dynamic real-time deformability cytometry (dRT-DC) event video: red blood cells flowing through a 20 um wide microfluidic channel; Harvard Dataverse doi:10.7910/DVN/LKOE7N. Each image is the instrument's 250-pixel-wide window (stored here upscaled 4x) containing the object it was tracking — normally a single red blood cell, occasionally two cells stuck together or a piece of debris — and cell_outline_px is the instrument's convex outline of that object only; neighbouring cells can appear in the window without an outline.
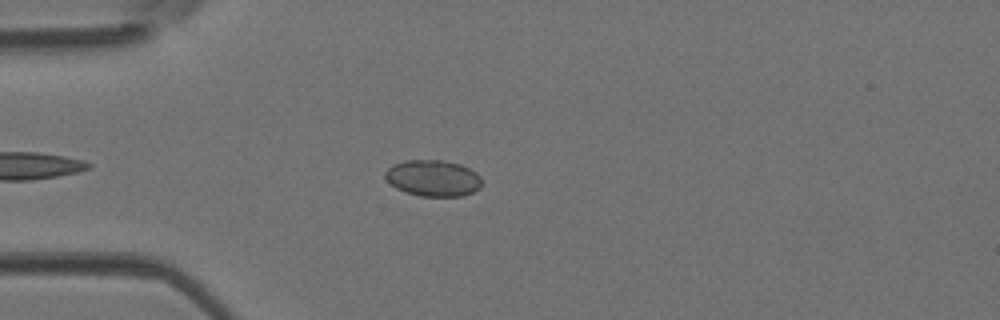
{"species": "Egyptian fruit bat (a non-hibernating species)", "species_latin": "Rousettus aegyptiacus", "temperature_condition": "room temperature", "stored_images_in_passage": 29, "camera_frame_rate_fps": 3000, "um_per_image_px": 0.085, "animal": {"sex": "female"}, "frame": {"image": 1, "passage_image": 6, "time_ms": 1.667, "image_size_px": [1000, 320], "cell_outline_px": [[480, 188], [464, 196], [420, 196], [404, 192], [396, 188], [384, 176], [384, 172], [392, 164], [404, 160], [444, 160], [460, 164], [476, 172], [480, 176]], "centroid_in_image_um": [36.79, 15.13], "position_along_channel_um": 48.2, "area_um2": 20.52}}
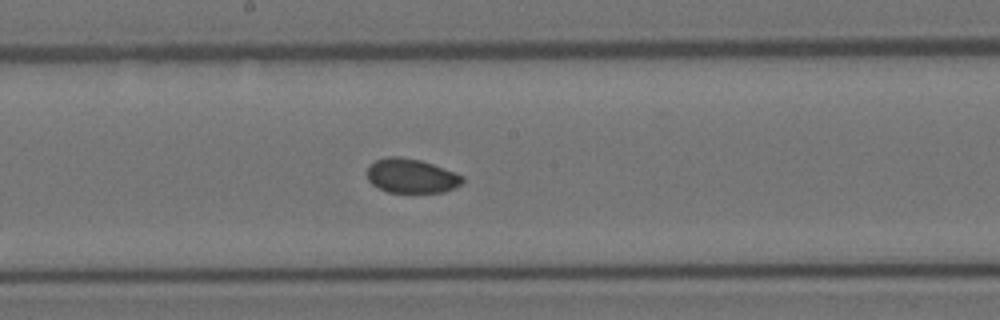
{"frame": {"image": 2, "passage_image": 18, "time_ms": 5.667, "image_size_px": [1000, 320], "cell_outline_px": [[464, 180], [460, 184], [444, 192], [388, 192], [372, 184], [368, 180], [368, 164], [376, 160], [388, 156], [400, 156], [420, 160], [432, 164], [464, 176]], "centroid_in_image_um": [34.94, 14.94], "position_along_channel_um": 213.3, "area_um2": 18.9}}
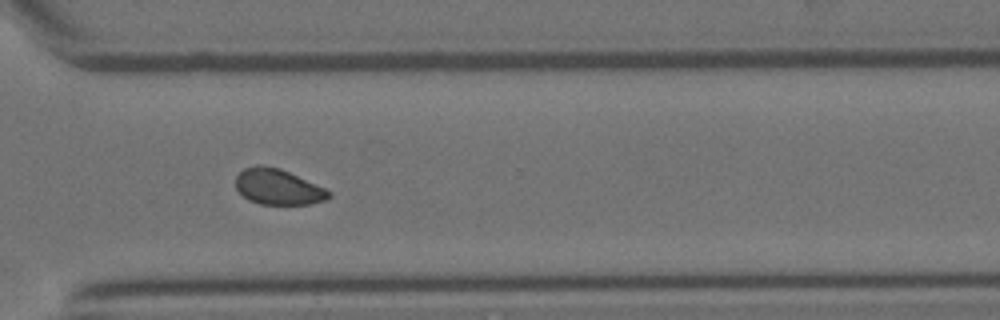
{"frame": {"image": 3, "passage_image": 27, "time_ms": 8.667, "image_size_px": [1000, 320], "cell_outline_px": [[332, 196], [328, 200], [308, 204], [260, 204], [248, 200], [236, 188], [236, 176], [244, 168], [256, 164], [260, 164], [280, 168], [324, 188], [332, 192]], "centroid_in_image_um": [23.63, 15.88], "position_along_channel_um": 347.0, "area_um2": 19.36}}